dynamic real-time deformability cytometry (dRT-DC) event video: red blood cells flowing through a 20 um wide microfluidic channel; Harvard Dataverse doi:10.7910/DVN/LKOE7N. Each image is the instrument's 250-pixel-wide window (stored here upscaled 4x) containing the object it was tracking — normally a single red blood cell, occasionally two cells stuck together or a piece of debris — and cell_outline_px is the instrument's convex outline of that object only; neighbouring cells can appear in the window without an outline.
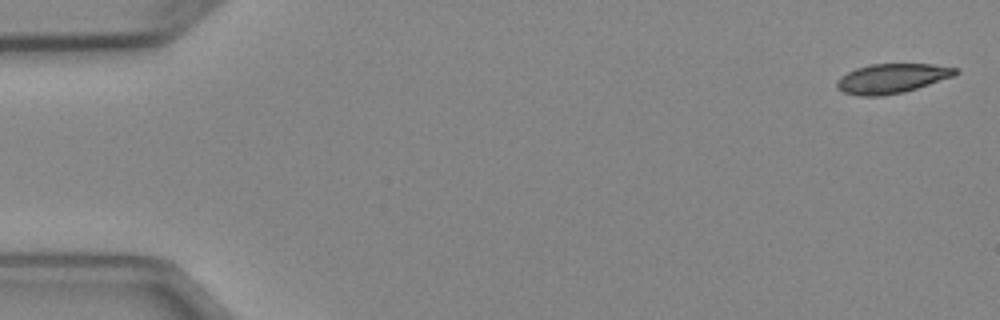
{"species": "Egyptian fruit bat (a non-hibernating species)", "species_latin": "Rousettus aegyptiacus", "temperature_condition": "cold", "stored_images_in_passage": 4, "camera_frame_rate_fps": 3000, "um_per_image_px": 0.085, "animal": {"sex": "female"}, "frame": {"image": 1, "passage_image": 1, "time_ms": 0.0, "image_size_px": [1000, 320], "cell_outline_px": [[960, 72], [956, 76], [904, 92], [880, 96], [860, 96], [844, 92], [836, 88], [836, 80], [840, 76], [856, 68], [868, 64], [932, 64], [960, 68]], "centroid_in_image_um": [75.84, 6.66], "position_along_channel_um": 9.2, "area_um2": 20.69}}
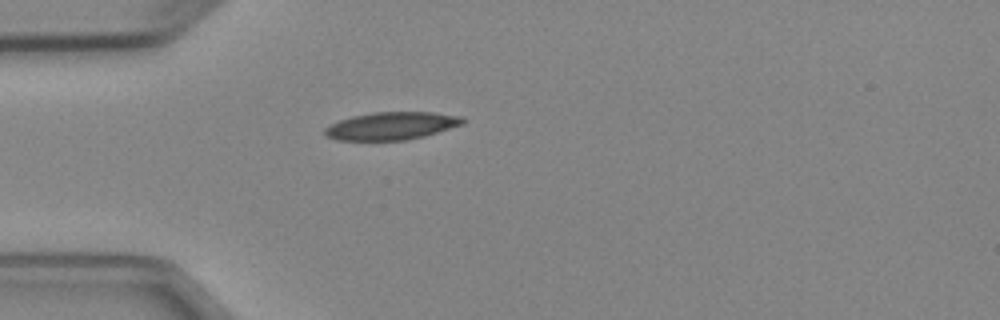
{"frame": {"image": 2, "passage_image": 4, "time_ms": 4.333, "image_size_px": [1000, 320], "cell_outline_px": [[468, 120], [464, 124], [424, 136], [404, 140], [336, 140], [324, 136], [324, 128], [340, 120], [352, 116], [372, 112], [432, 112], [464, 116]], "centroid_in_image_um": [33.31, 10.69], "position_along_channel_um": 51.7, "area_um2": 22.43}}